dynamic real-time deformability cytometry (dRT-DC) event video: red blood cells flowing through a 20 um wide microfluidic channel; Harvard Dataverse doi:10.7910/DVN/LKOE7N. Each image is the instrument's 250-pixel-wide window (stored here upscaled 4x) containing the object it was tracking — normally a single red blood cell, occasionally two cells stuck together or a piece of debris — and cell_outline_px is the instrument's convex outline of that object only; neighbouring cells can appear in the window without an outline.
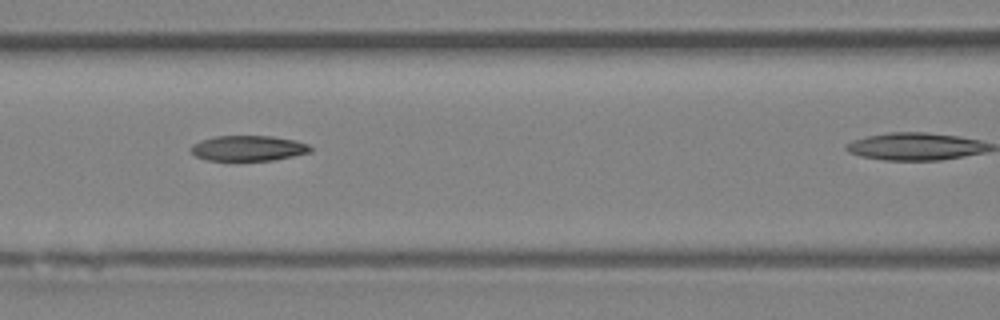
{"species": "Egyptian fruit bat (a non-hibernating species)", "species_latin": "Rousettus aegyptiacus", "temperature_condition": "room temperature", "stored_images_in_passage": 8, "camera_frame_rate_fps": 3000, "um_per_image_px": 0.085, "animal": {"sex": "female"}, "frame": {"image": 1, "passage_image": 6, "time_ms": 6.333, "image_size_px": [1000, 320], "cell_outline_px": [[312, 152], [272, 160], [208, 160], [196, 156], [188, 148], [192, 144], [200, 140], [216, 136], [272, 136], [296, 140], [308, 144], [312, 148]], "centroid_in_image_um": [21.1, 12.59], "position_along_channel_um": 145.5, "area_um2": 17.69}}